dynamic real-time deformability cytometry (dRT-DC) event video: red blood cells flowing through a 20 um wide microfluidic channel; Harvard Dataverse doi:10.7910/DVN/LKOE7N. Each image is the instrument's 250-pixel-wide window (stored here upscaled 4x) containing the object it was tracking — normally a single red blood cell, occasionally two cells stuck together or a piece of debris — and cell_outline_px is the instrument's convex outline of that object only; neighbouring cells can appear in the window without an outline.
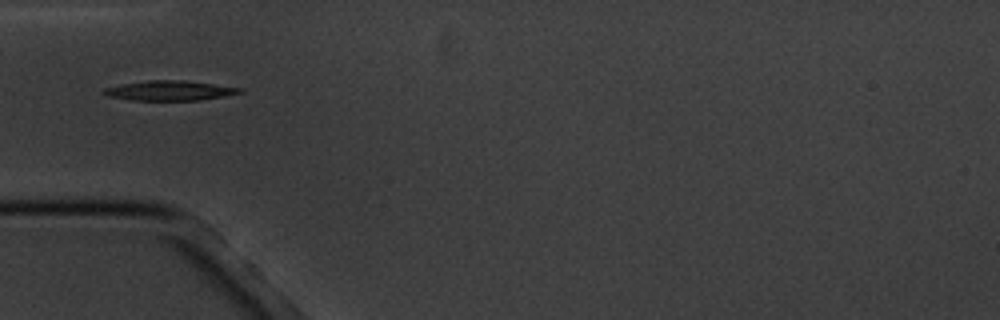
{"species": "common noctule bat (a hibernating species)", "species_latin": "Nyctalus noctula", "temperature_condition": "cold", "stored_images_in_passage": 12, "camera_frame_rate_fps": 3000, "um_per_image_px": 0.085, "animal": {"sex": "male", "body_mass_g": 20.1, "forearm_length_mm": 53.5}, "frame": {"image": 1, "passage_image": 1, "time_ms": 0.0, "image_size_px": [1000, 320], "cell_outline_px": [[244, 92], [224, 96], [200, 100], [132, 100], [108, 96], [100, 92], [104, 88], [120, 84], [148, 80], [184, 80], [244, 88]], "centroid_in_image_um": [14.42, 7.69], "position_along_channel_um": 70.6, "area_um2": 15.78}}
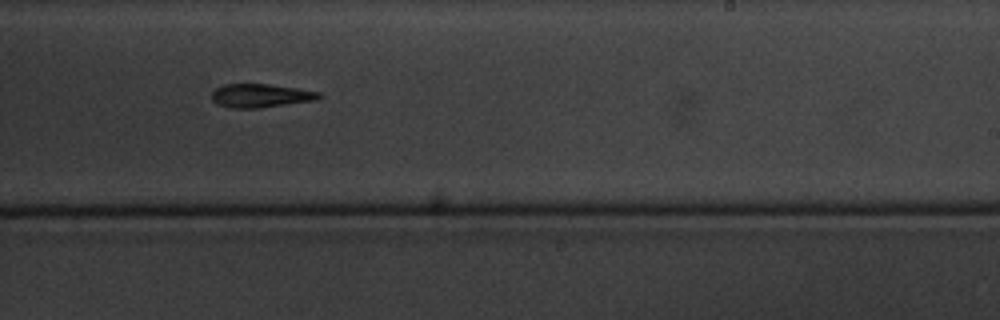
{"frame": {"image": 2, "passage_image": 6, "time_ms": 5.667, "image_size_px": [1000, 320], "cell_outline_px": [[324, 96], [316, 100], [260, 108], [232, 108], [216, 104], [212, 100], [212, 92], [216, 88], [224, 84], [268, 84], [296, 88], [320, 92]], "centroid_in_image_um": [22.16, 8.13], "position_along_channel_um": 266.8, "area_um2": 14.8}}
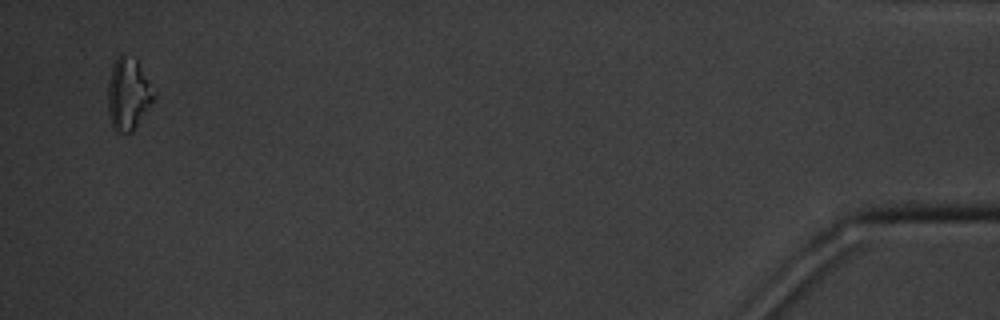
{"frame": {"image": 3, "passage_image": 12, "time_ms": 12.667, "image_size_px": [1000, 320], "cell_outline_px": [[156, 96], [132, 132], [116, 132], [112, 128], [108, 112], [108, 84], [112, 64], [120, 52], [124, 52], [136, 56], [156, 92]], "centroid_in_image_um": [10.9, 7.91], "position_along_channel_um": 424.3, "area_um2": 19.88}}